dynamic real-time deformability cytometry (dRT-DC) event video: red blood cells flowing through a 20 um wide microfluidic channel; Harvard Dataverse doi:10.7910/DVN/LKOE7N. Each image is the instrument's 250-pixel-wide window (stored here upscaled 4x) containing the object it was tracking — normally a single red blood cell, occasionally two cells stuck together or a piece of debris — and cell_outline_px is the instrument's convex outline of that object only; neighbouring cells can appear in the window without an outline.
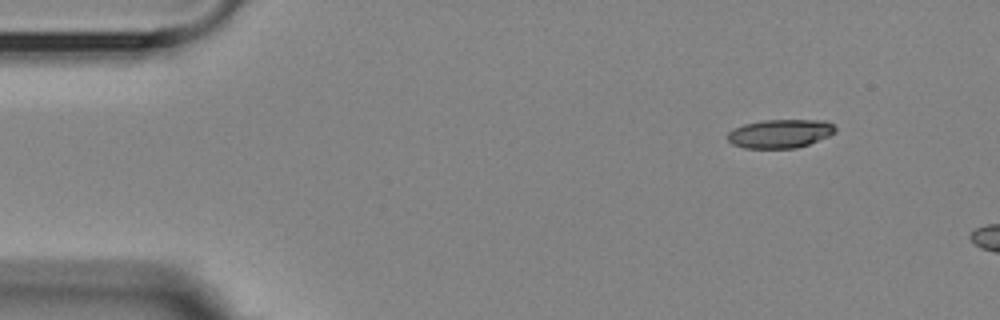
{"species": "Egyptian fruit bat (a non-hibernating species)", "species_latin": "Rousettus aegyptiacus", "temperature_condition": "room temperature", "stored_images_in_passage": 3, "camera_frame_rate_fps": 3000, "um_per_image_px": 0.085, "animal": {"sex": "female"}, "frame": {"image": 1, "passage_image": 1, "time_ms": 0.0, "image_size_px": [1000, 320], "cell_outline_px": [[836, 132], [828, 136], [808, 144], [796, 148], [744, 148], [732, 144], [728, 140], [728, 132], [732, 128], [744, 124], [760, 120], [824, 120], [832, 124], [836, 128]], "centroid_in_image_um": [66.28, 11.35], "position_along_channel_um": 18.7, "area_um2": 18.03}}